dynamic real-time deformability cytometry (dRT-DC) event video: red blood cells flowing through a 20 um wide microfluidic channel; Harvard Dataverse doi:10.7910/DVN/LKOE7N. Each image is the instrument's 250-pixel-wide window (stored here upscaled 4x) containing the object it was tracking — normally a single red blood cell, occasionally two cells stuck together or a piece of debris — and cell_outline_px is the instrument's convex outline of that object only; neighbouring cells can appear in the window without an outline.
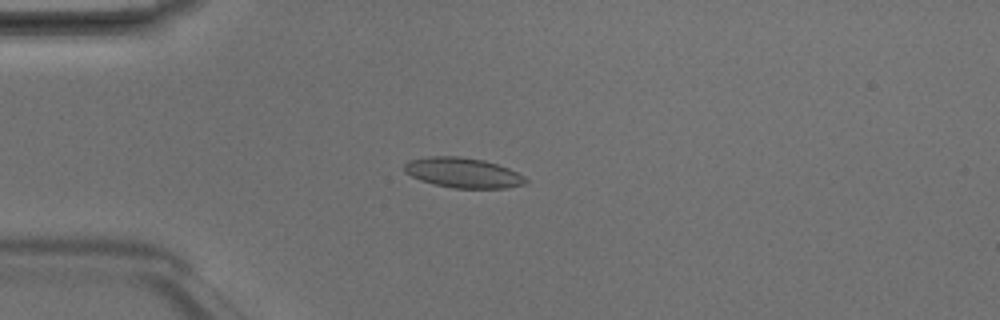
{"species": "Egyptian fruit bat (a non-hibernating species)", "species_latin": "Rousettus aegyptiacus", "temperature_condition": "room temperature", "stored_images_in_passage": 3, "camera_frame_rate_fps": 3000, "um_per_image_px": 0.085, "animal": {"sex": "male"}, "frame": {"image": 1, "passage_image": 3, "time_ms": 0.667, "image_size_px": [1000, 320], "cell_outline_px": [[528, 180], [524, 184], [504, 188], [452, 188], [420, 180], [404, 172], [404, 164], [408, 160], [428, 156], [460, 156], [484, 160], [508, 168], [524, 176]], "centroid_in_image_um": [39.33, 14.67], "position_along_channel_um": 45.7, "area_um2": 21.21}}